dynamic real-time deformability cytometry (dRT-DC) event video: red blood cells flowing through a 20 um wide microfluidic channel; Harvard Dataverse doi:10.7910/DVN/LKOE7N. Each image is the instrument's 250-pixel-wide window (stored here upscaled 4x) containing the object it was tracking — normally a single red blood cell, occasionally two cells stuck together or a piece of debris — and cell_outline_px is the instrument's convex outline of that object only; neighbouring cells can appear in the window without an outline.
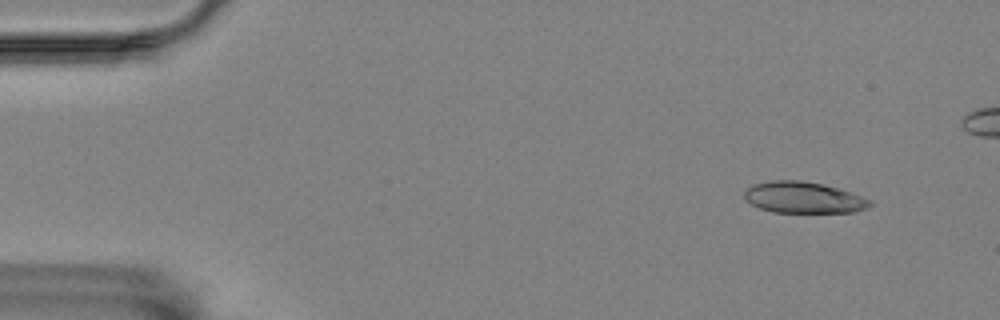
{"species": "Egyptian fruit bat (a non-hibernating species)", "species_latin": "Rousettus aegyptiacus", "temperature_condition": "room temperature", "stored_images_in_passage": 4, "camera_frame_rate_fps": 3000, "um_per_image_px": 0.085, "animal": {"sex": "female"}, "frame": {"image": 1, "passage_image": 1, "time_ms": 0.0, "image_size_px": [1000, 320], "cell_outline_px": [[872, 204], [868, 208], [856, 212], [772, 212], [760, 208], [752, 204], [744, 196], [744, 192], [752, 184], [772, 180], [800, 180], [820, 184], [836, 188], [872, 200]], "centroid_in_image_um": [68.29, 16.79], "position_along_channel_um": 16.7, "area_um2": 22.66}}